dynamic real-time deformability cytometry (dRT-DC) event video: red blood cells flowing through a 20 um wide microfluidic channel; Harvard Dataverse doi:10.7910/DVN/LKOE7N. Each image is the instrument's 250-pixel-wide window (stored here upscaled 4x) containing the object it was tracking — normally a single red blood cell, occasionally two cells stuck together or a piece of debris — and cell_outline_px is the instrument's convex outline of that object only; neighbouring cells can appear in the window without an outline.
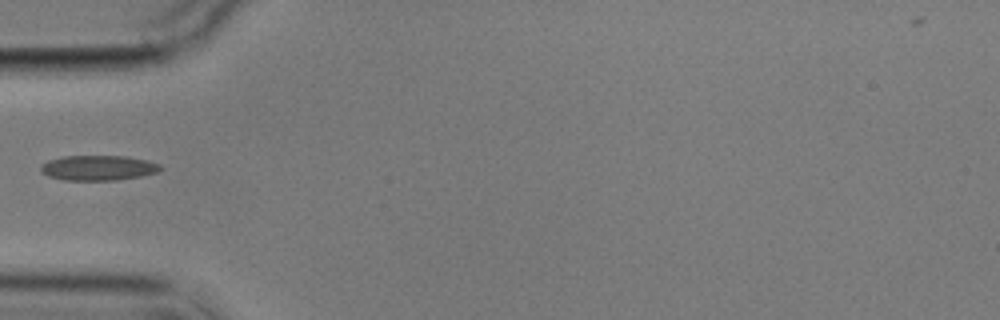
{"species": "common noctule bat (a hibernating species)", "species_latin": "Nyctalus noctula", "temperature_condition": "cold", "stored_images_in_passage": 2, "camera_frame_rate_fps": 3000, "um_per_image_px": 0.085, "animal": {"sex": "male", "body_mass_g": 17.9}, "frame": {"image": 1, "passage_image": 2, "time_ms": 2.0, "image_size_px": [1000, 320], "cell_outline_px": [[164, 168], [156, 172], [140, 176], [116, 180], [64, 180], [48, 176], [40, 172], [40, 164], [48, 160], [64, 156], [124, 156], [144, 160], [160, 164]], "centroid_in_image_um": [8.3, 14.27], "position_along_channel_um": 76.7, "area_um2": 17.46}}